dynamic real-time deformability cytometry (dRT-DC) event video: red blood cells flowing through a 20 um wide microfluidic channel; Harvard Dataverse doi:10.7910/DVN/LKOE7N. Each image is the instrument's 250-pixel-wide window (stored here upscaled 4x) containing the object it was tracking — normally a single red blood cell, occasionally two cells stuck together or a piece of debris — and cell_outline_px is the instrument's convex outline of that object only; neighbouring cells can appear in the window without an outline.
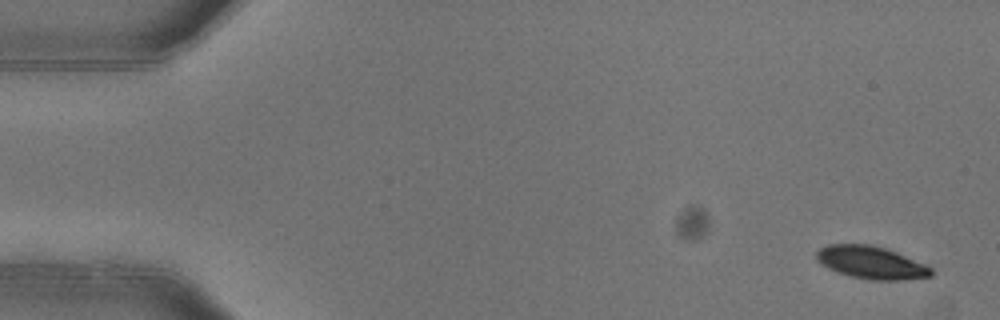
{"species": "common noctule bat (a hibernating species)", "species_latin": "Nyctalus noctula", "temperature_condition": "warm", "stored_images_in_passage": 6, "camera_frame_rate_fps": 3000, "um_per_image_px": 0.085, "animal": {"sex": "female"}, "frame": {"image": 1, "passage_image": 1, "time_ms": 0.0, "image_size_px": [1000, 320], "cell_outline_px": [[932, 276], [900, 280], [868, 280], [836, 272], [828, 268], [816, 260], [816, 252], [820, 248], [828, 244], [872, 244], [896, 252], [924, 264], [932, 268]], "centroid_in_image_um": [74.02, 22.31], "position_along_channel_um": 11.0, "area_um2": 21.73}}
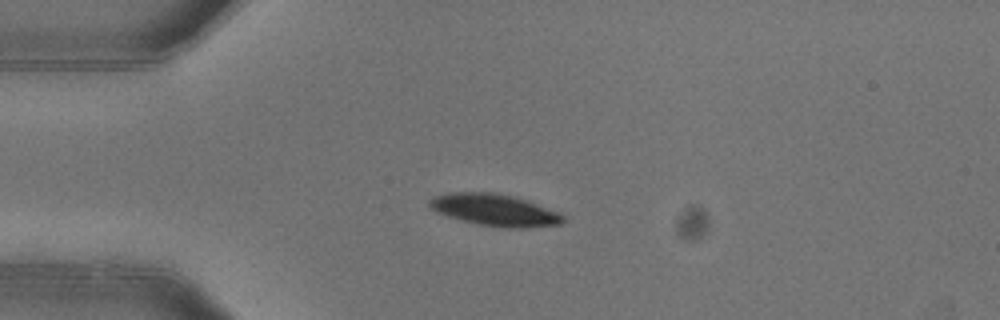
{"frame": {"image": 2, "passage_image": 4, "time_ms": 1.0, "image_size_px": [1000, 320], "cell_outline_px": [[564, 220], [560, 224], [520, 228], [516, 228], [480, 224], [448, 216], [436, 212], [428, 204], [428, 200], [436, 196], [448, 192], [492, 192], [512, 196], [528, 200], [556, 212], [564, 216]], "centroid_in_image_um": [42.02, 17.83], "position_along_channel_um": 43.0, "area_um2": 24.28}}